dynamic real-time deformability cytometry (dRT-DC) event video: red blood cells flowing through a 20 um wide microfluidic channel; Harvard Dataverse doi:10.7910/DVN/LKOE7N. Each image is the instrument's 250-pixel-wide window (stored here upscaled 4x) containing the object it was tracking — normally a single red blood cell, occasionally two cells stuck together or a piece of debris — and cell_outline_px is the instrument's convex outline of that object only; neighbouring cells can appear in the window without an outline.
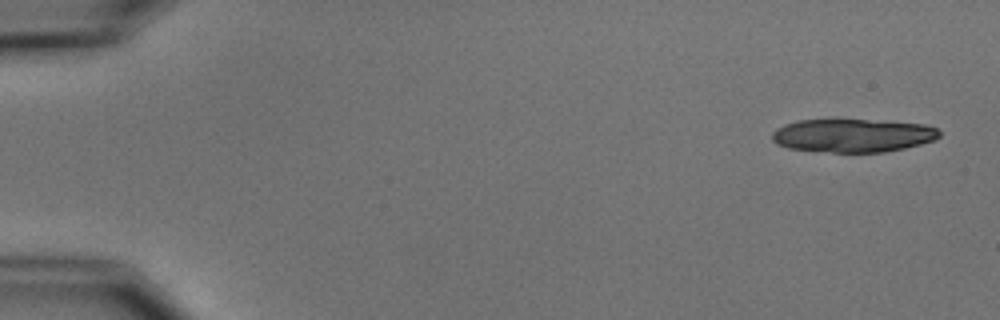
{"species": "common noctule bat (a hibernating species)", "species_latin": "Nyctalus noctula", "temperature_condition": "cold", "stored_images_in_passage": 5, "camera_frame_rate_fps": 3000, "um_per_image_px": 0.085, "animal": {"sex": "male", "body_mass_g": 15.6}, "frame": {"image": 1, "passage_image": 1, "time_ms": 0.0, "image_size_px": [1000, 320], "cell_outline_px": [[940, 136], [936, 140], [904, 148], [884, 152], [832, 152], [788, 148], [776, 144], [772, 140], [772, 132], [776, 128], [784, 124], [800, 120], [832, 116], [924, 124], [936, 128], [940, 132]], "centroid_in_image_um": [72.44, 11.47], "position_along_channel_um": 12.6, "area_um2": 33.64}}